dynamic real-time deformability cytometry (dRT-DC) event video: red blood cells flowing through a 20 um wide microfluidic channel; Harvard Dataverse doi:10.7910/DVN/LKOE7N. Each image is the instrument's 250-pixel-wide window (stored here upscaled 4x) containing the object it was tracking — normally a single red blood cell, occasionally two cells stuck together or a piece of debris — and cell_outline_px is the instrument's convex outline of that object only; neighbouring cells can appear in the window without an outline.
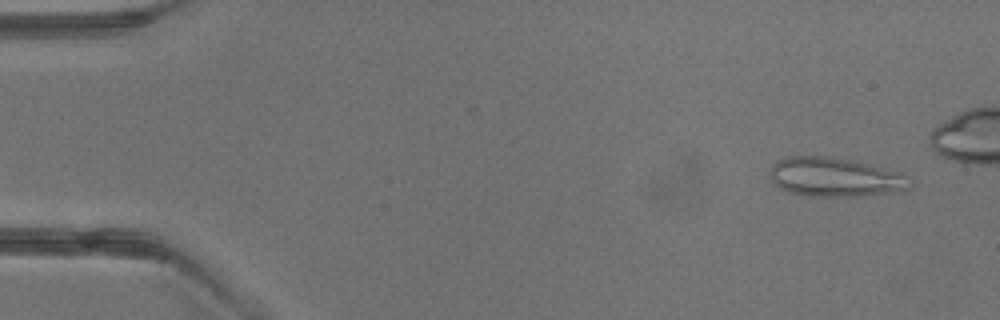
{"species": "common noctule bat (a hibernating species)", "species_latin": "Nyctalus noctula", "temperature_condition": "warm", "stored_images_in_passage": 4, "camera_frame_rate_fps": 3000, "um_per_image_px": 0.085, "animal": {"sex": "male", "body_mass_g": 13.3}, "frame": {"image": 1, "passage_image": 1, "time_ms": 0.0, "image_size_px": [1000, 320], "cell_outline_px": [[912, 188], [892, 192], [852, 196], [800, 196], [788, 192], [780, 188], [772, 180], [772, 164], [788, 156], [828, 156], [848, 160], [900, 172], [912, 184]], "centroid_in_image_um": [70.94, 15.07], "position_along_channel_um": 14.1, "area_um2": 31.39}}